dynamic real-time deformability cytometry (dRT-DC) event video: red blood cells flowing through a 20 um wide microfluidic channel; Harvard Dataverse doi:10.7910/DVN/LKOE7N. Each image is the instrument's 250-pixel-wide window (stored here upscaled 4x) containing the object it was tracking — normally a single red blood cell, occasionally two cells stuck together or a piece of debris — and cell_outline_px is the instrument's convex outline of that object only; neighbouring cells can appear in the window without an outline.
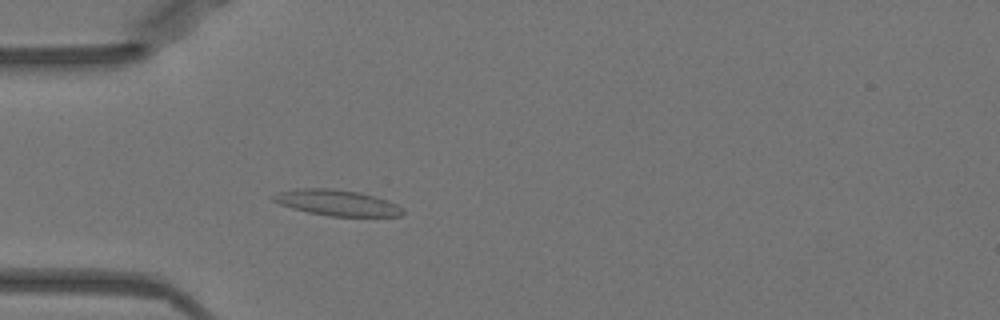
{"species": "Egyptian fruit bat (a non-hibernating species)", "species_latin": "Rousettus aegyptiacus", "temperature_condition": "warm", "stored_images_in_passage": 49, "camera_frame_rate_fps": 3000, "um_per_image_px": 0.085, "animal": {"sex": "female"}, "frame": {"image": 1, "passage_image": 13, "time_ms": 4.0, "image_size_px": [1000, 320], "cell_outline_px": [[404, 212], [400, 216], [328, 216], [308, 212], [292, 208], [280, 204], [272, 200], [272, 196], [280, 192], [296, 188], [332, 188], [356, 192], [372, 196], [396, 204], [404, 208]], "centroid_in_image_um": [28.62, 17.23], "position_along_channel_um": 56.4, "area_um2": 19.25}}
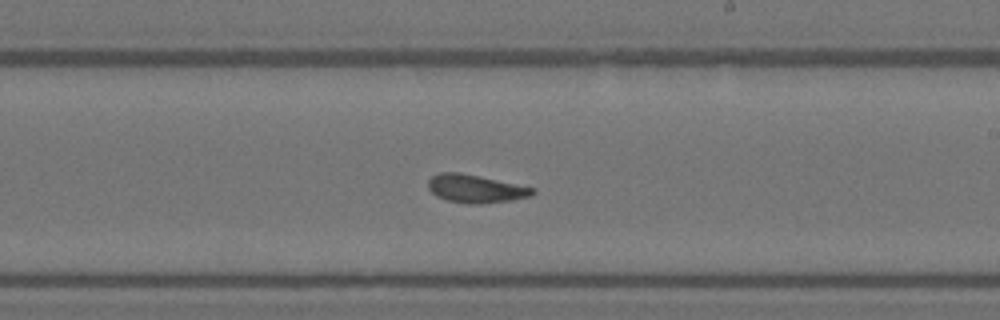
{"frame": {"image": 2, "passage_image": 28, "time_ms": 9.0, "image_size_px": [1000, 320], "cell_outline_px": [[536, 192], [528, 196], [512, 200], [480, 204], [468, 204], [448, 200], [436, 196], [428, 188], [428, 180], [436, 172], [460, 172], [480, 176], [536, 188]], "centroid_in_image_um": [40.4, 16.03], "position_along_channel_um": 248.6, "area_um2": 17.17}}
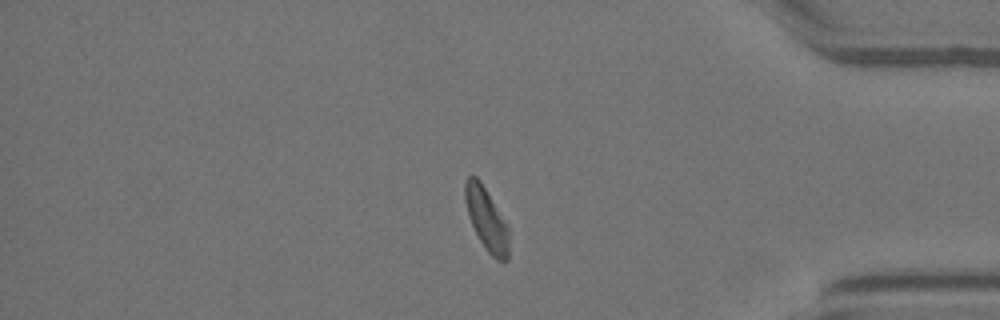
{"frame": {"image": 3, "passage_image": 41, "time_ms": 13.333, "image_size_px": [1000, 320], "cell_outline_px": [[508, 260], [496, 260], [488, 252], [480, 240], [468, 216], [464, 200], [464, 180], [468, 176], [476, 176], [480, 180], [508, 224]], "centroid_in_image_um": [41.34, 18.58], "position_along_channel_um": 393.9, "area_um2": 16.01}, "authors_computed_cell_mechanics": {"area_um2": 17.051, "velocity_mm_per_s": 3.957, "shape_relaxation_time_tau1_ms": null, "shape_relaxation_time_tau2_ms": 1.5801, "deformation_change_tau1": null, "deformation_change_tau2": 0.068}}